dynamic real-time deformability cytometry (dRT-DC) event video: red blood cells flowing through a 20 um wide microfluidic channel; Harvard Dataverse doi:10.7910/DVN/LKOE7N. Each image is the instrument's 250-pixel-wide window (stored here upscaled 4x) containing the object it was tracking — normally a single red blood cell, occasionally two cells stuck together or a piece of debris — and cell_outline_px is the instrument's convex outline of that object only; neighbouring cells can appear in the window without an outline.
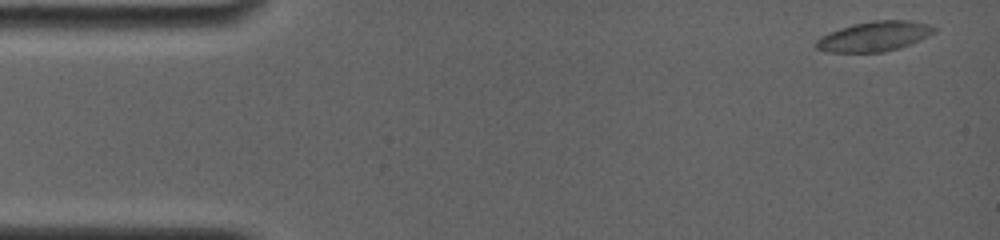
{"species": "common noctule bat (a hibernating species)", "species_latin": "Nyctalus noctula", "temperature_condition": "room temperature", "stored_images_in_passage": 44, "camera_frame_rate_fps": 4000, "um_per_image_px": 0.085, "animal": {"sex": "female", "body_mass_g": 19.0, "forearm_length_mm": 56.7}, "frame": {"image": 1, "passage_image": 2, "time_ms": 0.25, "image_size_px": [1000, 240], "cell_outline_px": [[936, 32], [920, 40], [884, 52], [828, 52], [816, 48], [812, 44], [820, 36], [828, 32], [852, 24], [872, 20], [912, 20], [928, 24], [936, 28]], "centroid_in_image_um": [74.28, 3.08], "position_along_channel_um": 10.7, "area_um2": 20.69}}
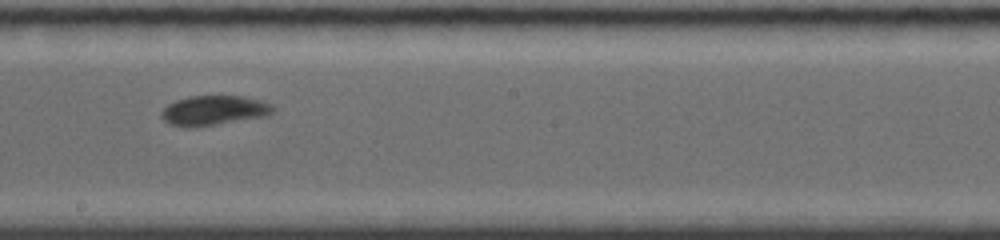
{"frame": {"image": 2, "passage_image": 26, "time_ms": 9.0, "image_size_px": [1000, 240], "cell_outline_px": [[276, 108], [268, 116], [216, 124], [172, 124], [164, 120], [160, 116], [160, 112], [168, 104], [176, 100], [188, 96], [244, 96], [260, 100], [272, 104]], "centroid_in_image_um": [18.25, 9.34], "position_along_channel_um": 229.9, "area_um2": 18.73}}
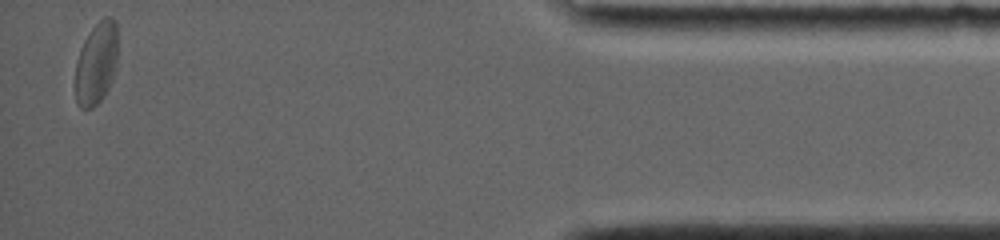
{"frame": {"image": 3, "passage_image": 44, "time_ms": 15.75, "image_size_px": [1000, 240], "cell_outline_px": [[116, 68], [112, 80], [108, 88], [100, 100], [92, 108], [80, 108], [76, 104], [76, 60], [80, 48], [84, 40], [92, 28], [104, 16], [112, 16], [116, 20]], "centroid_in_image_um": [8.18, 5.36], "position_along_channel_um": 427.0, "area_um2": 20.29}, "authors_computed_cell_mechanics": {"area_um2": 19.3341, "velocity_mm_per_s": 3.7652, "shape_relaxation_time_tau1_ms": 7.686, "shape_relaxation_time_tau2_ms": 1.5842, "deformation_change_tau1": 0.157, "deformation_change_tau2": 0.0462}}